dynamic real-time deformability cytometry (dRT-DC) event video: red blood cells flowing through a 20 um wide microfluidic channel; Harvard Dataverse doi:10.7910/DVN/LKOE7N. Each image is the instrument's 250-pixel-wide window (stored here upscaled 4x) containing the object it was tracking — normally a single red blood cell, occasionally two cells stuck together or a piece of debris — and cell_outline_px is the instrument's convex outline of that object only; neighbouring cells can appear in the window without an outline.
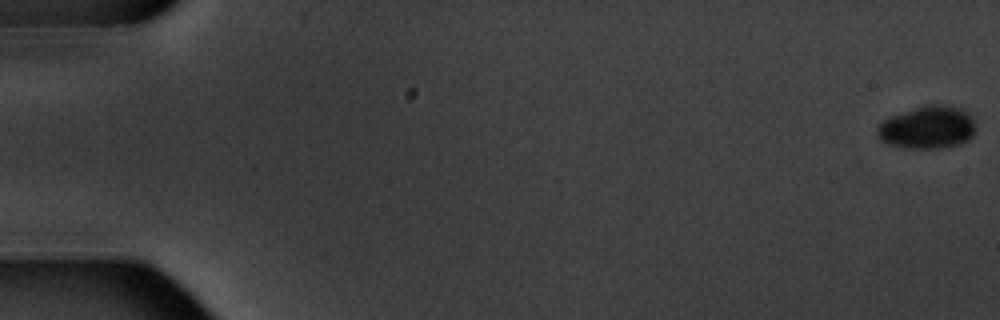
{"species": "common noctule bat (a hibernating species)", "species_latin": "Nyctalus noctula", "temperature_condition": "warm", "stored_images_in_passage": 6, "camera_frame_rate_fps": 3000, "um_per_image_px": 0.085, "animal": {"sex": "male", "body_mass_g": 20.1, "forearm_length_mm": 53.5}, "frame": {"image": 1, "passage_image": 1, "time_ms": 0.0, "image_size_px": [1000, 320], "cell_outline_px": [[976, 128], [972, 136], [968, 140], [960, 144], [940, 148], [904, 148], [888, 144], [880, 140], [876, 136], [876, 128], [884, 120], [892, 116], [928, 104], [944, 104], [960, 108], [972, 116]], "centroid_in_image_um": [78.84, 10.84], "position_along_channel_um": 6.2, "area_um2": 24.57}}
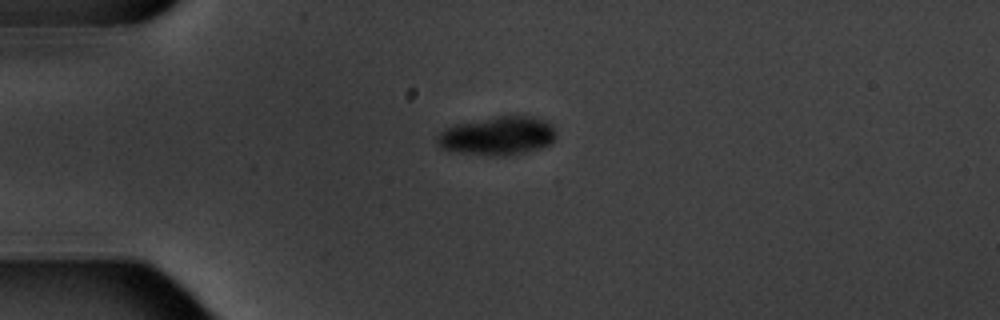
{"frame": {"image": 2, "passage_image": 5, "time_ms": 5.0, "image_size_px": [1000, 320], "cell_outline_px": [[556, 140], [552, 144], [540, 148], [508, 156], [488, 156], [460, 152], [440, 148], [436, 140], [436, 136], [444, 128], [456, 124], [496, 116], [532, 116], [544, 120], [552, 124], [556, 132]], "centroid_in_image_um": [42.32, 11.55], "position_along_channel_um": 42.7, "area_um2": 27.05}}